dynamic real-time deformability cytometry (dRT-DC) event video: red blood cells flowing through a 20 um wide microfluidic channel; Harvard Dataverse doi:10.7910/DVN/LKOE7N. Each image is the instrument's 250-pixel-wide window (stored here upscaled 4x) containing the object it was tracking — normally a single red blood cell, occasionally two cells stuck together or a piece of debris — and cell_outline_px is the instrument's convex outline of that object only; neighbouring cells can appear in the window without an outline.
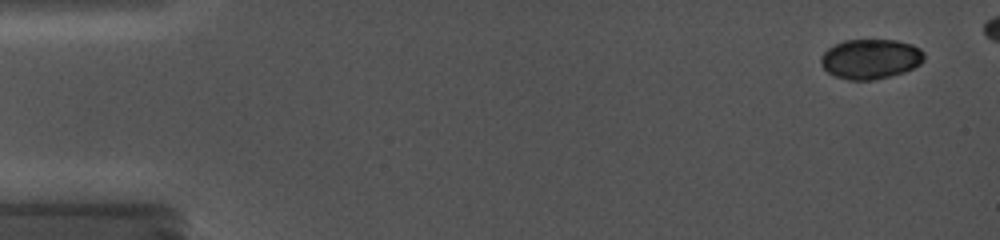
{"species": "common noctule bat (a hibernating species)", "species_latin": "Nyctalus noctula", "temperature_condition": "cold", "stored_images_in_passage": 22, "camera_frame_rate_fps": 5000, "um_per_image_px": 0.085, "animal": {"sex": "female", "body_mass_g": 19.0, "forearm_length_mm": 56.7}, "frame": {"image": 1, "passage_image": 4, "time_ms": 0.6, "image_size_px": [1000, 240], "cell_outline_px": [[924, 60], [920, 64], [904, 72], [872, 80], [848, 80], [832, 76], [820, 64], [820, 56], [828, 48], [844, 40], [896, 40], [912, 44], [920, 48], [924, 52]], "centroid_in_image_um": [73.98, 5.01], "position_along_channel_um": 11.0, "area_um2": 24.1}}
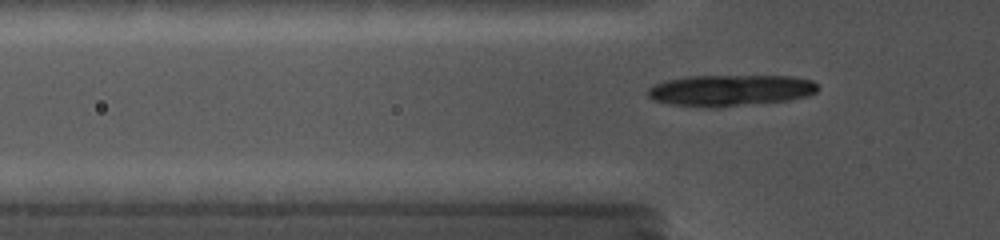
{"frame": {"image": 2, "passage_image": 22, "time_ms": 5.4, "image_size_px": [1000, 240], "cell_outline_px": [[820, 88], [816, 92], [808, 96], [788, 100], [720, 108], [708, 108], [672, 104], [656, 100], [648, 96], [648, 88], [664, 80], [688, 76], [792, 76], [812, 80]], "centroid_in_image_um": [62.11, 7.68], "position_along_channel_um": 63.7, "area_um2": 31.21}}